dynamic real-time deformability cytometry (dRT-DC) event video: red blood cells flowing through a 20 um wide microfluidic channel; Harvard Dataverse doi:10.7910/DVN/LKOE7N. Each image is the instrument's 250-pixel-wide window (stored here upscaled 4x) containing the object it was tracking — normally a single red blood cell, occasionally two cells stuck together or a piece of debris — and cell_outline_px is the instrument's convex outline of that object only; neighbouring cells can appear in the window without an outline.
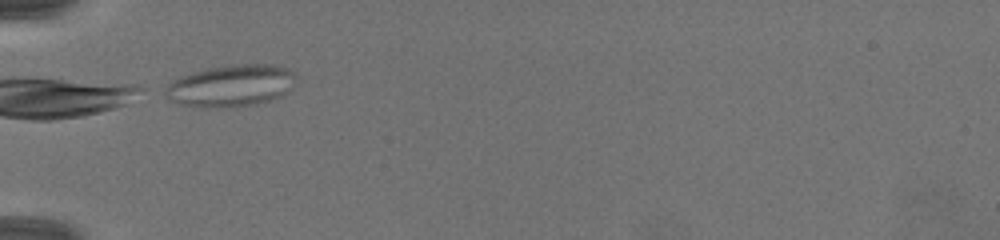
{"species": "common noctule bat (a hibernating species)", "species_latin": "Nyctalus noctula", "temperature_condition": "warm", "stored_images_in_passage": 7, "camera_frame_rate_fps": 3000, "um_per_image_px": 0.085, "animal": {"sex": "female", "body_mass_g": 19.5, "forearm_length_mm": 54.1}, "frame": {"image": 1, "passage_image": 1, "time_ms": 0.0, "image_size_px": [1000, 240], "cell_outline_px": [[292, 76], [284, 92], [280, 96], [268, 100], [252, 104], [184, 104], [168, 100], [160, 88], [180, 76], [208, 68], [240, 64], [268, 64], [284, 68], [292, 72]], "centroid_in_image_um": [19.49, 7.23], "position_along_channel_um": 65.5, "area_um2": 29.88}}